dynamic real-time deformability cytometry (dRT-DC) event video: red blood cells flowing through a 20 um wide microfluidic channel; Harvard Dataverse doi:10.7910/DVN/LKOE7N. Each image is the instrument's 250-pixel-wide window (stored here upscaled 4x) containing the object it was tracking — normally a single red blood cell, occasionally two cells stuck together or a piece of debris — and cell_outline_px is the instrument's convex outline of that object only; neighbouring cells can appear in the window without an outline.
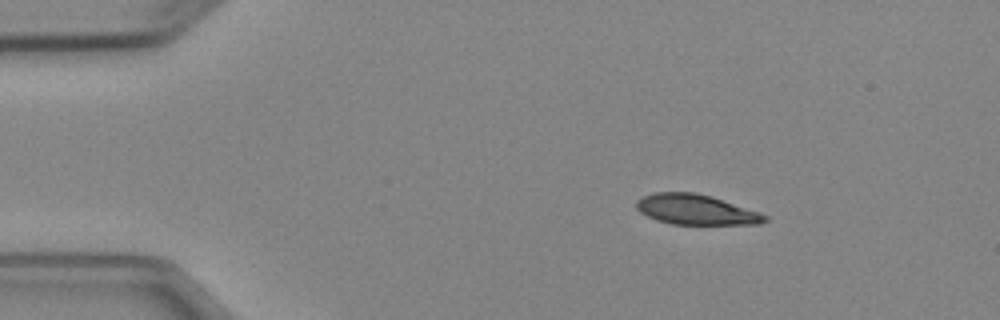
{"species": "Egyptian fruit bat (a non-hibernating species)", "species_latin": "Rousettus aegyptiacus", "temperature_condition": "cold", "stored_images_in_passage": 2, "camera_frame_rate_fps": 3000, "um_per_image_px": 0.085, "animal": {"sex": "female"}, "frame": {"image": 1, "passage_image": 1, "time_ms": 0.0, "image_size_px": [1000, 320], "cell_outline_px": [[768, 220], [760, 224], [672, 224], [656, 220], [640, 212], [636, 208], [636, 200], [652, 192], [696, 192], [712, 196], [768, 216]], "centroid_in_image_um": [59.11, 17.81], "position_along_channel_um": 25.9, "area_um2": 22.48}}